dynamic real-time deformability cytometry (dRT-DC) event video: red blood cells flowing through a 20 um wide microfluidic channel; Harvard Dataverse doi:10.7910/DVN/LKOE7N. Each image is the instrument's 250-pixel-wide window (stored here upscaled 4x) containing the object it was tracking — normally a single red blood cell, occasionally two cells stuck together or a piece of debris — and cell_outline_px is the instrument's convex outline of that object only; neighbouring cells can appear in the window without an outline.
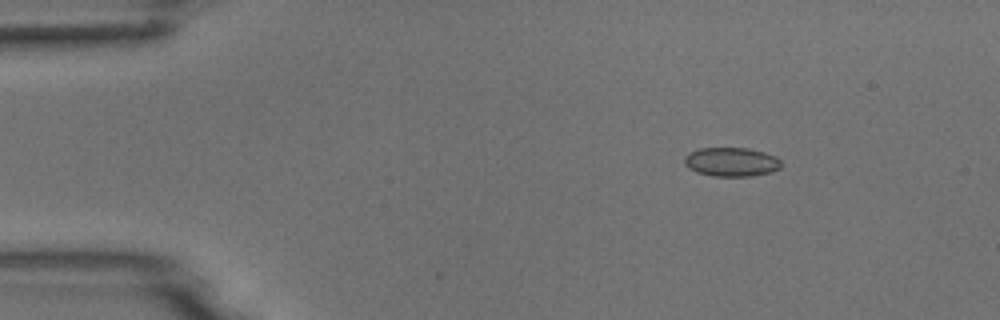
{"species": "common noctule bat (a hibernating species)", "species_latin": "Nyctalus noctula", "temperature_condition": "room temperature", "stored_images_in_passage": 6, "camera_frame_rate_fps": 3000, "um_per_image_px": 0.085, "animal": {"sex": "male", "body_mass_g": 18.8}, "frame": {"image": 1, "passage_image": 3, "time_ms": 2.333, "image_size_px": [1000, 320], "cell_outline_px": [[780, 168], [772, 172], [752, 176], [712, 176], [696, 172], [688, 168], [684, 164], [684, 156], [688, 152], [700, 148], [748, 148], [764, 152], [776, 156], [780, 160]], "centroid_in_image_um": [62.14, 13.76], "position_along_channel_um": 22.9, "area_um2": 16.53}}
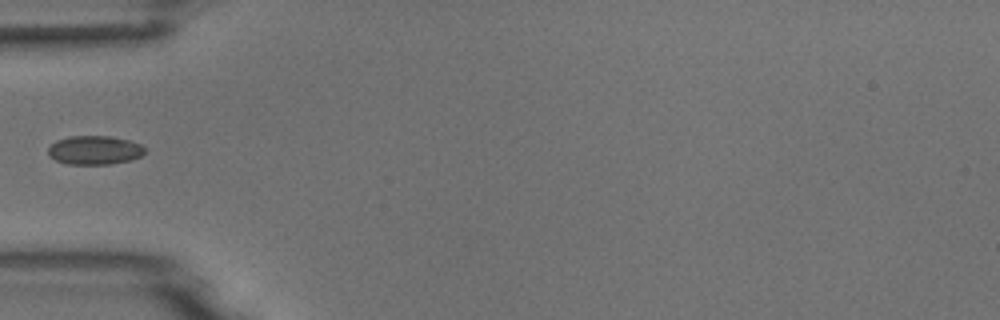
{"frame": {"image": 2, "passage_image": 6, "time_ms": 5.667, "image_size_px": [1000, 320], "cell_outline_px": [[144, 152], [140, 156], [132, 160], [108, 164], [68, 164], [56, 160], [48, 156], [48, 148], [56, 140], [72, 136], [108, 136], [128, 140], [140, 144], [144, 148]], "centroid_in_image_um": [8.01, 12.76], "position_along_channel_um": 77.0, "area_um2": 16.13}}